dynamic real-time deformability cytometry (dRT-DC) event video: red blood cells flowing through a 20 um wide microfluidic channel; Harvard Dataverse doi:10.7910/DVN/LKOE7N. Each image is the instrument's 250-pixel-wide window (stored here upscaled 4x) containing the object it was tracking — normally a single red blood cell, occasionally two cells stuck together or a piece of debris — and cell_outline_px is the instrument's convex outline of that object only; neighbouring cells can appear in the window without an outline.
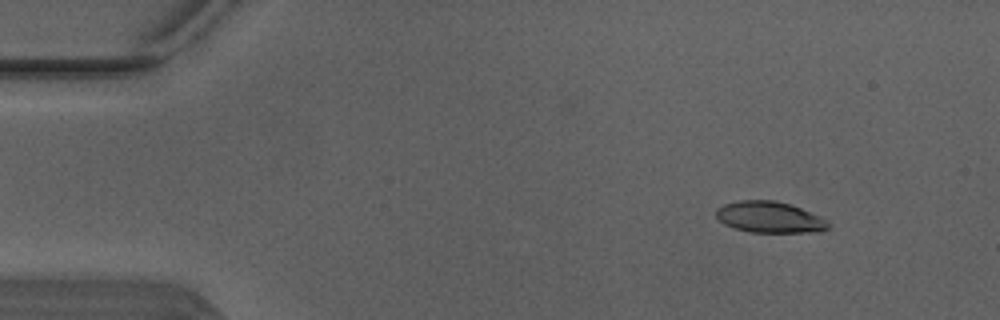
{"species": "Egyptian fruit bat (a non-hibernating species)", "species_latin": "Rousettus aegyptiacus", "temperature_condition": "warm", "stored_images_in_passage": 3, "camera_frame_rate_fps": 3000, "um_per_image_px": 0.085, "animal": {"sex": "male"}, "frame": {"image": 1, "passage_image": 1, "time_ms": 0.0, "image_size_px": [1000, 320], "cell_outline_px": [[832, 224], [828, 228], [820, 232], [752, 232], [736, 228], [724, 224], [716, 216], [716, 208], [724, 204], [740, 200], [772, 200], [788, 204], [800, 208], [820, 216], [828, 220]], "centroid_in_image_um": [65.44, 18.46], "position_along_channel_um": 19.6, "area_um2": 20.35}}